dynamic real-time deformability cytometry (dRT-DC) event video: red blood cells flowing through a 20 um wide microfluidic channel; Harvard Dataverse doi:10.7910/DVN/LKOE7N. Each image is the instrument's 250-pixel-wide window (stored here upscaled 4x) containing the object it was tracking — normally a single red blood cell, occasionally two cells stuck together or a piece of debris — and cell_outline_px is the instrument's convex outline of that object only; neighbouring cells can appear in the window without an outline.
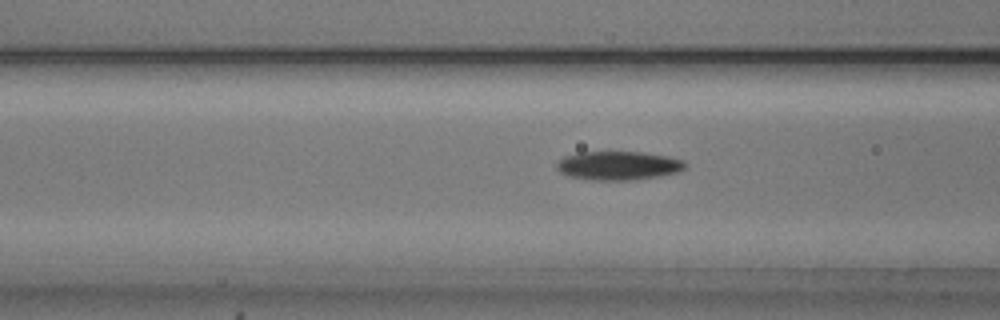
{"species": "common noctule bat (a hibernating species)", "species_latin": "Nyctalus noctula", "temperature_condition": "cold", "stored_images_in_passage": 53, "camera_frame_rate_fps": 3000, "um_per_image_px": 0.085, "animal": {"sex": "male", "body_mass_g": 20.5, "forearm_length_mm": 52.5}, "frame": {"image": 1, "passage_image": 20, "time_ms": 6.333, "image_size_px": [1000, 320], "cell_outline_px": [[688, 168], [676, 172], [660, 176], [632, 180], [596, 180], [568, 176], [560, 172], [556, 168], [556, 164], [564, 156], [580, 152], [644, 152], [668, 156], [684, 160], [688, 164]], "centroid_in_image_um": [52.6, 14.07], "position_along_channel_um": 114.0, "area_um2": 21.68}}
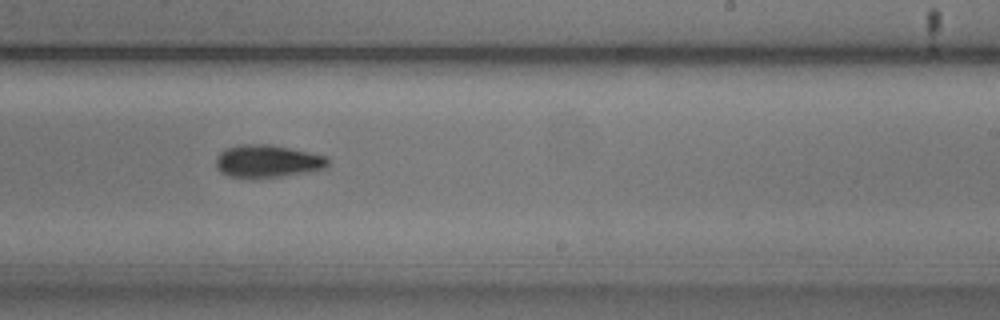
{"frame": {"image": 2, "passage_image": 32, "time_ms": 10.333, "image_size_px": [1000, 320], "cell_outline_px": [[328, 168], [316, 172], [252, 180], [228, 176], [220, 172], [216, 168], [216, 156], [224, 148], [236, 144], [268, 144], [328, 156]], "centroid_in_image_um": [22.73, 13.74], "position_along_channel_um": 266.3, "area_um2": 22.2}}
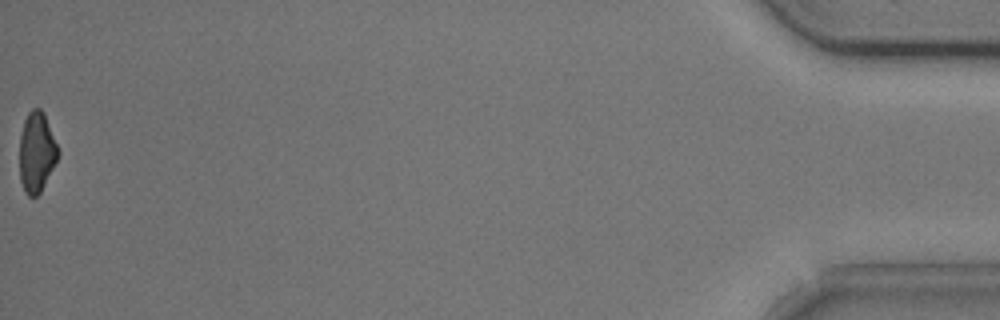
{"frame": {"image": 3, "passage_image": 53, "time_ms": 17.333, "image_size_px": [1000, 320], "cell_outline_px": [[60, 152], [40, 192], [36, 196], [28, 196], [24, 192], [20, 180], [20, 136], [24, 120], [28, 112], [32, 108], [40, 108], [44, 112]], "centroid_in_image_um": [3.1, 12.91], "position_along_channel_um": 432.1, "area_um2": 17.86}, "authors_computed_cell_mechanics": {"area_um2": 19.8254, "velocity_mm_per_s": 3.8006, "shape_relaxation_time_tau1_ms": 2.3433, "shape_relaxation_time_tau2_ms": null, "deformation_change_tau1": 0.1066, "deformation_change_tau2": null}}